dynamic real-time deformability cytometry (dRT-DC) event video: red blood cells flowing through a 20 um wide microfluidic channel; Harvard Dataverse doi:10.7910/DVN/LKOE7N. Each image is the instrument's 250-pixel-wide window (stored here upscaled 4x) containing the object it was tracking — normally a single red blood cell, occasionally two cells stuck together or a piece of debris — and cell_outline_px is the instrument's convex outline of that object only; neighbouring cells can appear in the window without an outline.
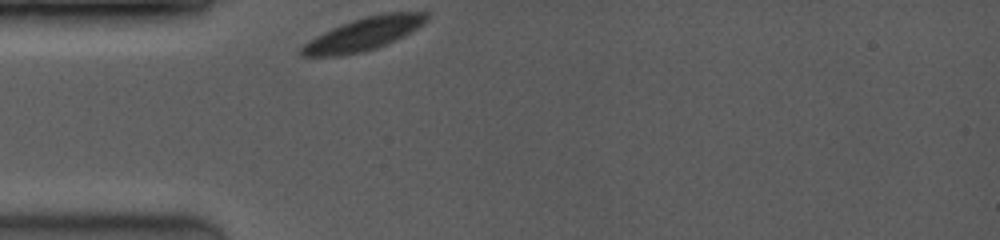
{"species": "common noctule bat (a hibernating species)", "species_latin": "Nyctalus noctula", "temperature_condition": "room temperature", "stored_images_in_passage": 28, "camera_frame_rate_fps": 3500, "um_per_image_px": 0.085, "animal": {"sex": "female", "body_mass_g": 19.0, "forearm_length_mm": 53.3}, "frame": {"image": 1, "passage_image": 1, "time_ms": 0.0, "image_size_px": [1000, 240], "cell_outline_px": [[428, 20], [424, 24], [404, 36], [396, 40], [376, 48], [344, 56], [300, 56], [300, 48], [308, 40], [340, 24], [364, 16], [384, 12], [428, 12]], "centroid_in_image_um": [30.92, 2.88], "position_along_channel_um": 54.1, "area_um2": 24.1}}
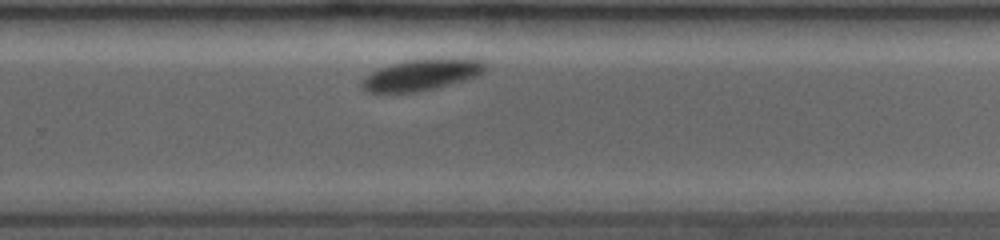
{"frame": {"image": 2, "passage_image": 21, "time_ms": 6.571, "image_size_px": [1000, 240], "cell_outline_px": [[488, 64], [484, 72], [476, 76], [464, 80], [436, 88], [420, 92], [388, 96], [368, 92], [364, 88], [364, 80], [372, 72], [380, 68], [392, 64], [412, 60], [480, 60]], "centroid_in_image_um": [35.78, 6.44], "position_along_channel_um": 294.0, "area_um2": 22.14}}
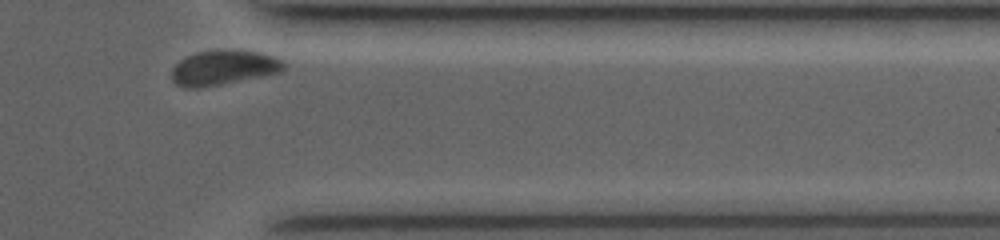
{"frame": {"image": 3, "passage_image": 28, "time_ms": 9.143, "image_size_px": [1000, 240], "cell_outline_px": [[284, 68], [280, 72], [200, 88], [184, 88], [176, 84], [172, 80], [172, 68], [180, 60], [188, 56], [200, 52], [252, 52], [272, 56], [280, 60], [284, 64]], "centroid_in_image_um": [18.93, 5.8], "position_along_channel_um": 392.5, "area_um2": 21.56}}